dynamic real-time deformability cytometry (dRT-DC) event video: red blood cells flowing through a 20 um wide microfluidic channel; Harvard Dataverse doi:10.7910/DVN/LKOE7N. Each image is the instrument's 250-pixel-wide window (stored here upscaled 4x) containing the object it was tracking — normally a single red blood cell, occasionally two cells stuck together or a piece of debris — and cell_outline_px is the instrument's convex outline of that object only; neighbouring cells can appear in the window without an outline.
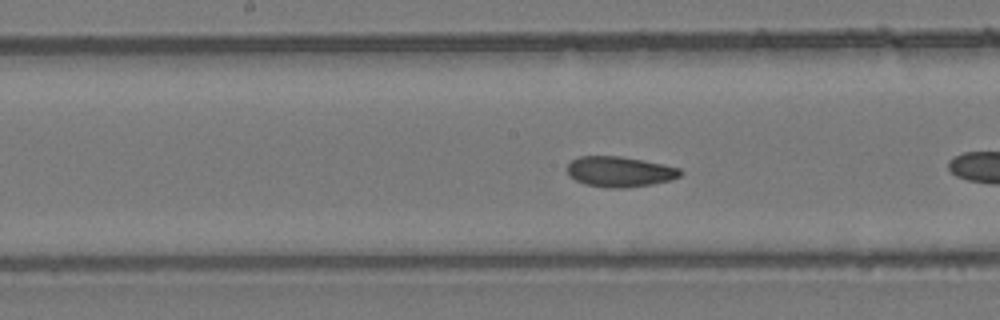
{"species": "common noctule bat (a hibernating species)", "species_latin": "Nyctalus noctula", "temperature_condition": "room temperature", "stored_images_in_passage": 15, "camera_frame_rate_fps": 3000, "um_per_image_px": 0.085, "animal": {"sex": "female", "body_mass_g": 24.6, "forearm_length_mm": 56.2}, "frame": {"image": 1, "passage_image": 11, "time_ms": 3.333, "image_size_px": [1000, 320], "cell_outline_px": [[684, 172], [680, 176], [672, 180], [652, 184], [624, 188], [608, 188], [584, 184], [568, 176], [568, 164], [572, 160], [580, 156], [620, 156], [680, 168]], "centroid_in_image_um": [52.67, 14.6], "position_along_channel_um": 195.5, "area_um2": 20.0}}